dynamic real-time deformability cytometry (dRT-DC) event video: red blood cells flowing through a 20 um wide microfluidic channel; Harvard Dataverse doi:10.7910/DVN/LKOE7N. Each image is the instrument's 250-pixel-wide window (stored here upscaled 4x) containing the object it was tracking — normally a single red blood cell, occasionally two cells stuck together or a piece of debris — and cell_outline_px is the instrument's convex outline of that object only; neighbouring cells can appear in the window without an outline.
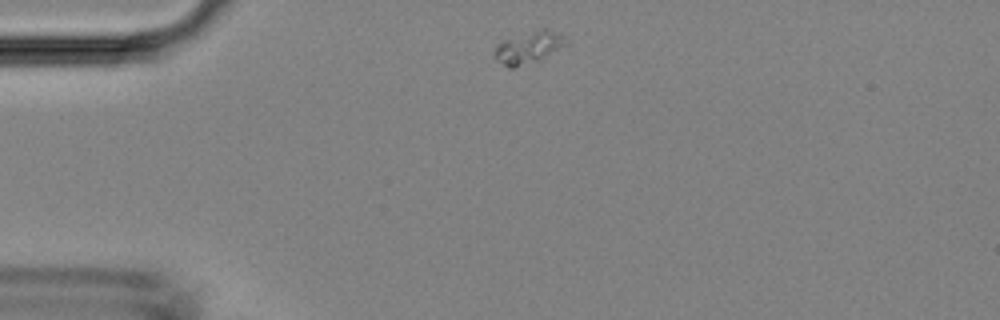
{"species": "Egyptian fruit bat (a non-hibernating species)", "species_latin": "Rousettus aegyptiacus", "temperature_condition": "room temperature", "stored_images_in_passage": 39, "camera_frame_rate_fps": 3000, "um_per_image_px": 0.085, "animal": {"sex": "female"}, "frame": {"image": 1, "passage_image": 1, "time_ms": 0.0, "image_size_px": [1000, 320], "cell_outline_px": [[568, 44], [536, 60], [512, 68], [508, 68], [496, 60], [492, 52], [504, 40], [544, 28], [564, 36]], "centroid_in_image_um": [44.9, 4.04], "position_along_channel_um": 40.1, "area_um2": 12.66}}
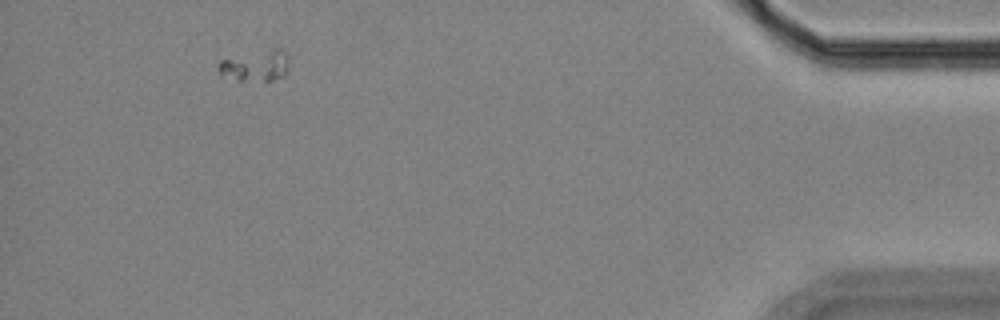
{"frame": {"image": 2, "passage_image": 36, "time_ms": 11.667, "image_size_px": [1000, 320], "cell_outline_px": [[288, 72], [284, 76], [264, 84], [240, 80], [220, 72], [216, 68], [216, 64], [220, 60], [272, 48], [280, 48], [288, 56]], "centroid_in_image_um": [21.79, 5.62], "position_along_channel_um": 413.4, "area_um2": 13.06}}